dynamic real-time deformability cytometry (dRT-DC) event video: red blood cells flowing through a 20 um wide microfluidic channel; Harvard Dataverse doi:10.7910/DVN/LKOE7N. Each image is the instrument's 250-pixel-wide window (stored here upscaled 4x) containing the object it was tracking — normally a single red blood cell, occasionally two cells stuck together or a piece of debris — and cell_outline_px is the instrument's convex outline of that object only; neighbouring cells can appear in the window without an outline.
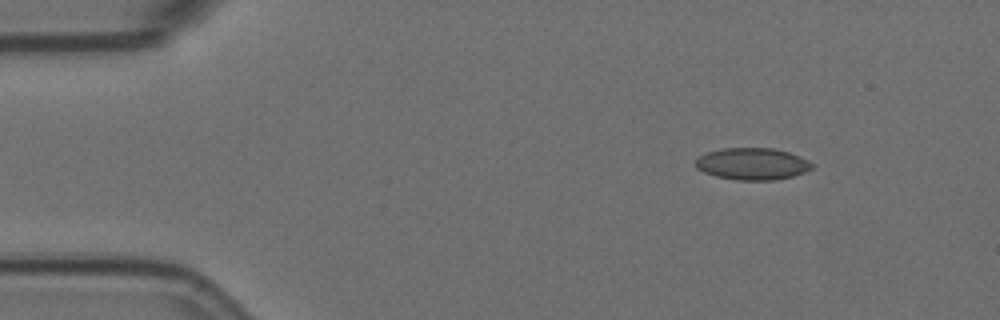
{"species": "Egyptian fruit bat (a non-hibernating species)", "species_latin": "Rousettus aegyptiacus", "temperature_condition": "room temperature", "stored_images_in_passage": 5, "camera_frame_rate_fps": 3000, "um_per_image_px": 0.085, "animal": {"sex": "female"}, "frame": {"image": 1, "passage_image": 1, "time_ms": 0.0, "image_size_px": [1000, 320], "cell_outline_px": [[812, 168], [804, 172], [792, 176], [776, 180], [736, 180], [716, 176], [704, 172], [696, 168], [696, 160], [700, 156], [708, 152], [724, 148], [772, 148], [788, 152], [808, 160], [812, 164]], "centroid_in_image_um": [63.94, 13.93], "position_along_channel_um": 21.1, "area_um2": 21.44}}
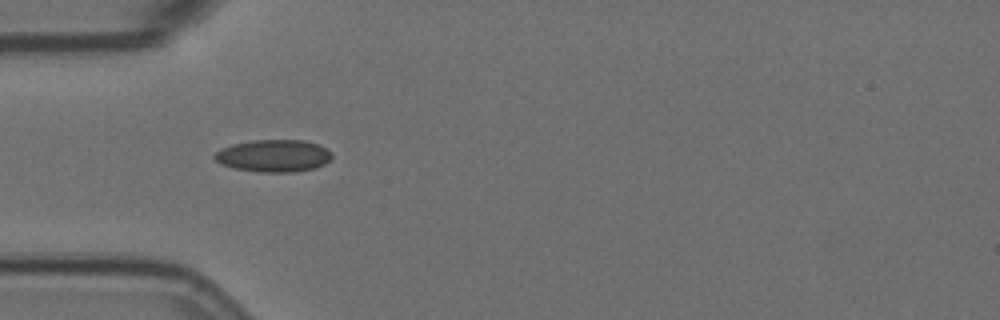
{"frame": {"image": 2, "passage_image": 4, "time_ms": 1.0, "image_size_px": [1000, 320], "cell_outline_px": [[332, 156], [324, 164], [316, 168], [296, 172], [260, 172], [236, 168], [220, 164], [212, 156], [220, 148], [232, 144], [252, 140], [304, 140], [316, 144], [332, 152]], "centroid_in_image_um": [23.24, 13.24], "position_along_channel_um": 61.8, "area_um2": 22.08}}
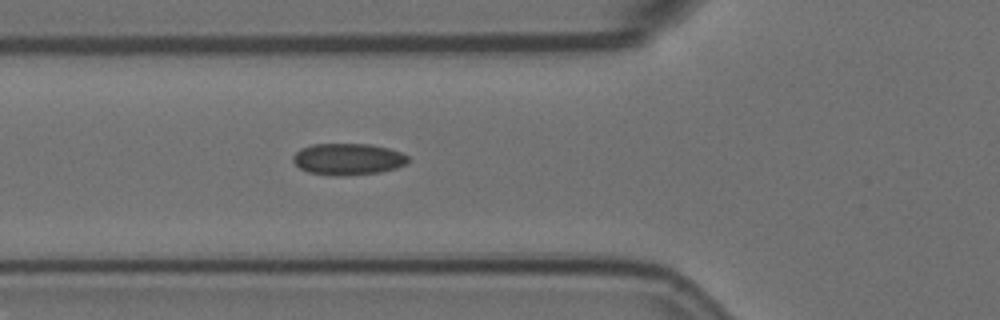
{"frame": {"image": 3, "passage_image": 5, "time_ms": 1.333, "image_size_px": [1000, 320], "cell_outline_px": [[408, 164], [396, 168], [380, 172], [344, 176], [332, 176], [308, 172], [300, 168], [292, 160], [292, 156], [300, 148], [312, 144], [372, 144], [388, 148], [400, 152], [408, 156]], "centroid_in_image_um": [29.57, 13.53], "position_along_channel_um": 96.2, "area_um2": 21.39}}